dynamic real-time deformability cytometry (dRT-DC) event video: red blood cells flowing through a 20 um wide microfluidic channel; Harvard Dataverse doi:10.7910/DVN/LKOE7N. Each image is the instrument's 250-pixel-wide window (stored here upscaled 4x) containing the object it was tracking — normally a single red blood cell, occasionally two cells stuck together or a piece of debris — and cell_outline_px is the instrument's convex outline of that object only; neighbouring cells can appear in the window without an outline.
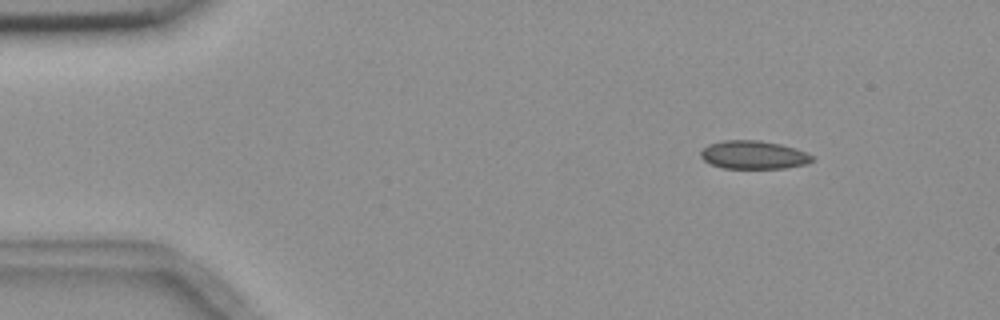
{"species": "common noctule bat (a hibernating species)", "species_latin": "Nyctalus noctula", "temperature_condition": "room temperature", "stored_images_in_passage": 12, "camera_frame_rate_fps": 3000, "um_per_image_px": 0.085, "animal": {"sex": "female", "body_mass_g": 18.4}, "frame": {"image": 1, "passage_image": 1, "time_ms": 0.0, "image_size_px": [1000, 320], "cell_outline_px": [[812, 160], [808, 164], [788, 168], [724, 168], [712, 164], [704, 160], [700, 156], [700, 152], [708, 144], [724, 140], [760, 140], [780, 144], [796, 148], [808, 152], [812, 156]], "centroid_in_image_um": [64.08, 13.16], "position_along_channel_um": 20.9, "area_um2": 18.44}}
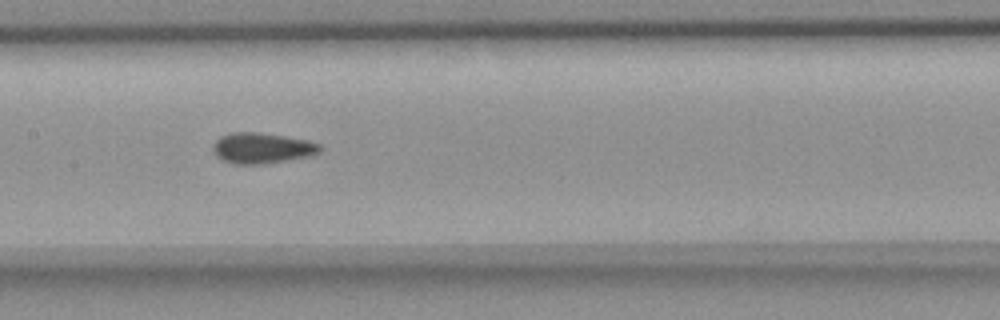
{"frame": {"image": 2, "passage_image": 6, "time_ms": 6.667, "image_size_px": [1000, 320], "cell_outline_px": [[324, 148], [320, 152], [308, 156], [264, 164], [236, 164], [220, 160], [212, 152], [212, 144], [220, 136], [232, 132], [256, 132], [308, 140], [320, 144]], "centroid_in_image_um": [22.23, 12.59], "position_along_channel_um": 185.2, "area_um2": 19.25}}
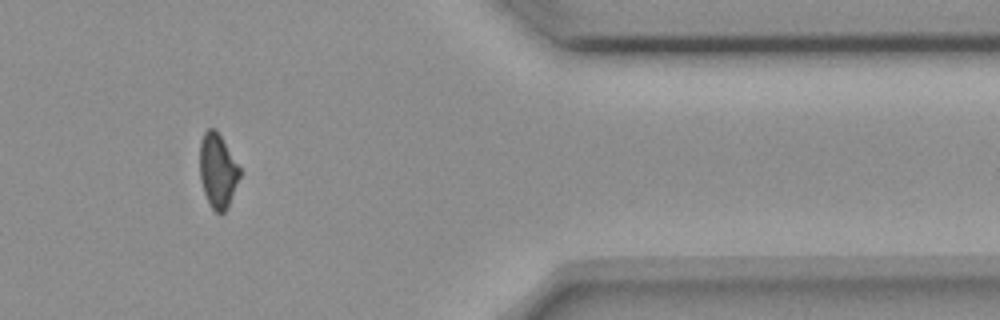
{"frame": {"image": 3, "passage_image": 11, "time_ms": 13.0, "image_size_px": [1000, 320], "cell_outline_px": [[240, 176], [228, 208], [220, 216], [212, 208], [204, 192], [200, 180], [200, 140], [204, 132], [208, 128], [212, 128], [220, 136], [240, 168]], "centroid_in_image_um": [18.5, 14.55], "position_along_channel_um": 392.9, "area_um2": 17.11}, "authors_computed_cell_mechanics": {"area_um2": 18.6983, "velocity_mm_per_s": 3.6892, "shape_relaxation_time_tau1_ms": 7.1537, "shape_relaxation_time_tau2_ms": 1.3625, "deformation_change_tau1": 0.0875, "deformation_change_tau2": 0.0464}}